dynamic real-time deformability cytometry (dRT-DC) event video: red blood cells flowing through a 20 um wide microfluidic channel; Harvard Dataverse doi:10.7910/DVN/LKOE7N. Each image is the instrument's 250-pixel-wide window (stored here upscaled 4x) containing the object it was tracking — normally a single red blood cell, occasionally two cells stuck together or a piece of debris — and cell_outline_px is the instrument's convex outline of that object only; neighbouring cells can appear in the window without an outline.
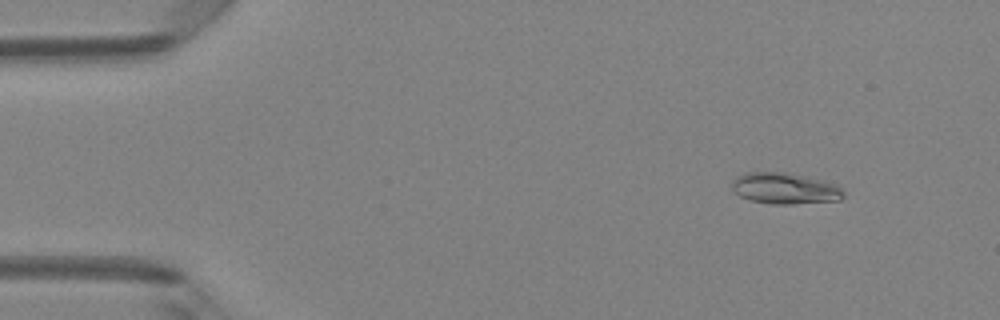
{"species": "Egyptian fruit bat (a non-hibernating species)", "species_latin": "Rousettus aegyptiacus", "temperature_condition": "room temperature", "stored_images_in_passage": 49, "camera_frame_rate_fps": 3000, "um_per_image_px": 0.085, "animal": {"sex": "female"}, "frame": {"image": 1, "passage_image": 6, "time_ms": 1.667, "image_size_px": [1000, 320], "cell_outline_px": [[844, 196], [840, 200], [792, 204], [772, 204], [752, 200], [740, 196], [732, 192], [732, 180], [736, 176], [744, 172], [784, 172], [808, 176], [824, 180], [836, 184], [844, 192]], "centroid_in_image_um": [66.7, 16.0], "position_along_channel_um": 18.3, "area_um2": 20.52}}
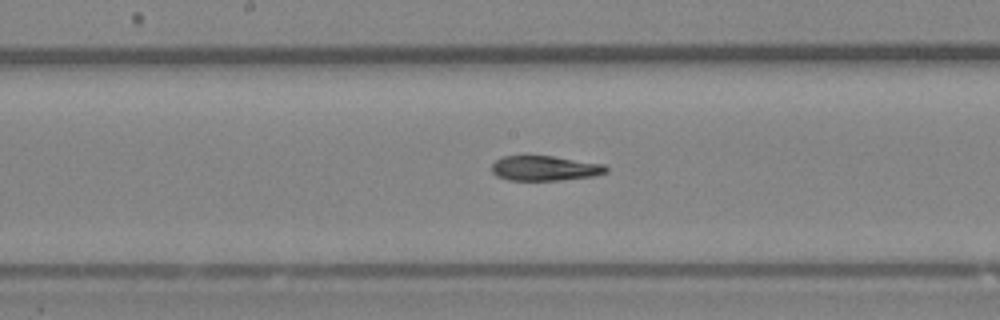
{"frame": {"image": 2, "passage_image": 26, "time_ms": 8.333, "image_size_px": [1000, 320], "cell_outline_px": [[608, 172], [596, 176], [560, 180], [508, 180], [496, 176], [492, 172], [492, 164], [496, 160], [504, 156], [552, 156], [604, 164], [608, 168]], "centroid_in_image_um": [46.33, 14.31], "position_along_channel_um": 201.9, "area_um2": 16.65}}
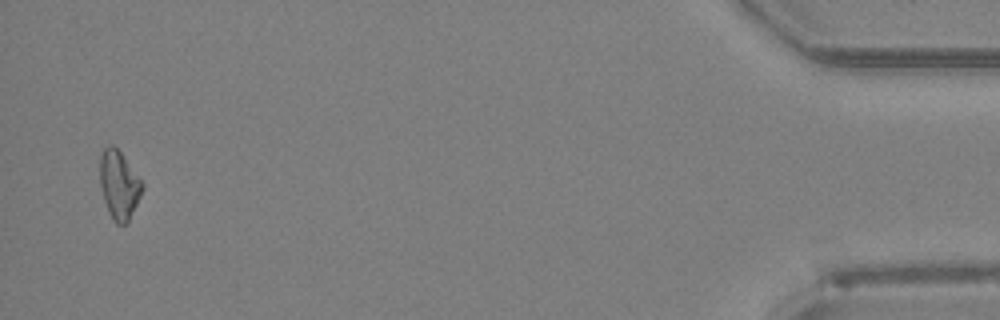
{"frame": {"image": 3, "passage_image": 48, "time_ms": 15.667, "image_size_px": [1000, 320], "cell_outline_px": [[144, 188], [128, 220], [124, 224], [116, 224], [112, 220], [108, 212], [100, 188], [100, 156], [104, 148], [108, 144], [112, 144], [120, 152], [144, 184]], "centroid_in_image_um": [10.09, 15.71], "position_along_channel_um": 425.1, "area_um2": 16.7}}